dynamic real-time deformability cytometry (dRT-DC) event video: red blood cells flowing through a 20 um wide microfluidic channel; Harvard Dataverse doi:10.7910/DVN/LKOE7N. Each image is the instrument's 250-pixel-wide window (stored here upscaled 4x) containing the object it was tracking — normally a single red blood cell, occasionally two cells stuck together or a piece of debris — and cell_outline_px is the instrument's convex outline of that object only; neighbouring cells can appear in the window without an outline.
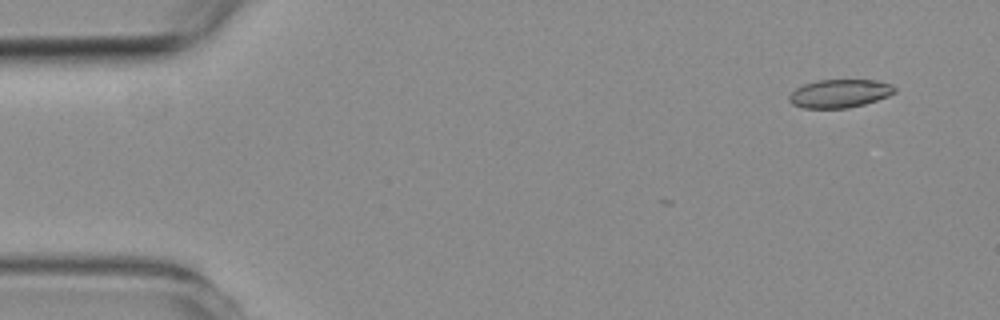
{"species": "common noctule bat (a hibernating species)", "species_latin": "Nyctalus noctula", "temperature_condition": "room temperature", "stored_images_in_passage": 5, "camera_frame_rate_fps": 3000, "um_per_image_px": 0.085, "animal": {"sex": "female", "body_mass_g": 19.3, "forearm_length_mm": 54.1}, "frame": {"image": 1, "passage_image": 1, "time_ms": 0.0, "image_size_px": [1000, 320], "cell_outline_px": [[896, 92], [888, 96], [864, 104], [848, 108], [804, 108], [792, 104], [788, 100], [788, 96], [796, 88], [804, 84], [820, 80], [876, 80], [892, 84], [896, 88]], "centroid_in_image_um": [71.38, 7.95], "position_along_channel_um": 13.6, "area_um2": 17.4}}